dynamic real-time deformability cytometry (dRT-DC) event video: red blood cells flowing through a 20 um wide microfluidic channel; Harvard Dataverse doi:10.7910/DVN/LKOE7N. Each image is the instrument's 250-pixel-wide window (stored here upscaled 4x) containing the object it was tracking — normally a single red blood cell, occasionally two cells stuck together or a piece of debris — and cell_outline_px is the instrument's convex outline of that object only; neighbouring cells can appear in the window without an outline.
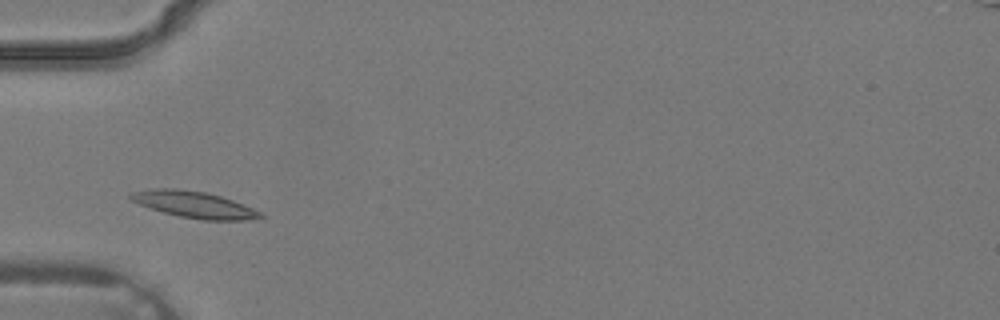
{"species": "common noctule bat (a hibernating species)", "species_latin": "Nyctalus noctula", "temperature_condition": "warm", "stored_images_in_passage": 2, "camera_frame_rate_fps": 3000, "um_per_image_px": 0.085, "animal": {"sex": "male", "body_mass_g": 19.2, "forearm_length_mm": 51.8}, "frame": {"image": 1, "passage_image": 2, "time_ms": 0.333, "image_size_px": [1000, 320], "cell_outline_px": [[264, 216], [260, 220], [204, 220], [180, 216], [164, 212], [140, 204], [132, 200], [128, 196], [132, 192], [156, 188], [176, 188], [204, 192], [220, 196], [232, 200], [252, 208], [260, 212]], "centroid_in_image_um": [16.55, 17.39], "position_along_channel_um": 68.5, "area_um2": 19.77}}